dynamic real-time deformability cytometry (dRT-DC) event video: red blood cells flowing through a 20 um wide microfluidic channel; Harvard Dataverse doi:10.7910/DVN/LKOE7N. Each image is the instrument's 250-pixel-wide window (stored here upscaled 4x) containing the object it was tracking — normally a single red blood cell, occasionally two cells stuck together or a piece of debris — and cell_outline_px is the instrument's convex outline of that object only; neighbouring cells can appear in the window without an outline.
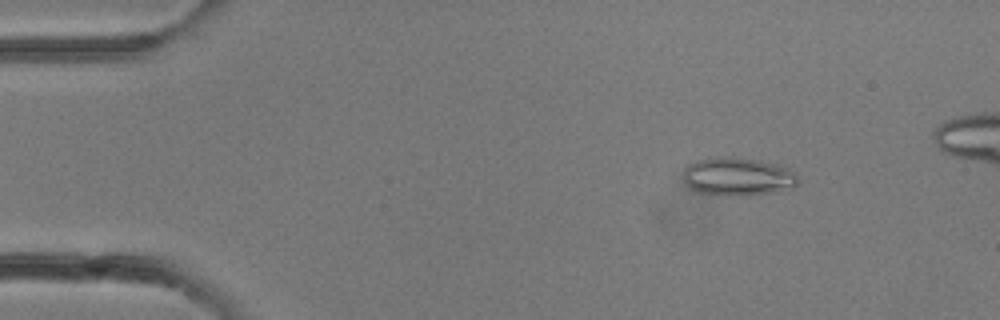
{"species": "common noctule bat (a hibernating species)", "species_latin": "Nyctalus noctula", "temperature_condition": "room temperature", "stored_images_in_passage": 11, "camera_frame_rate_fps": 3000, "um_per_image_px": 0.085, "animal": {"sex": "female"}, "frame": {"image": 1, "passage_image": 4, "time_ms": 1.0, "image_size_px": [1000, 320], "cell_outline_px": [[800, 180], [792, 188], [772, 192], [740, 196], [732, 196], [700, 192], [692, 188], [684, 180], [684, 168], [688, 164], [696, 160], [708, 156], [736, 156], [760, 160], [780, 164], [796, 172]], "centroid_in_image_um": [62.75, 14.97], "position_along_channel_um": 22.3, "area_um2": 26.01}}